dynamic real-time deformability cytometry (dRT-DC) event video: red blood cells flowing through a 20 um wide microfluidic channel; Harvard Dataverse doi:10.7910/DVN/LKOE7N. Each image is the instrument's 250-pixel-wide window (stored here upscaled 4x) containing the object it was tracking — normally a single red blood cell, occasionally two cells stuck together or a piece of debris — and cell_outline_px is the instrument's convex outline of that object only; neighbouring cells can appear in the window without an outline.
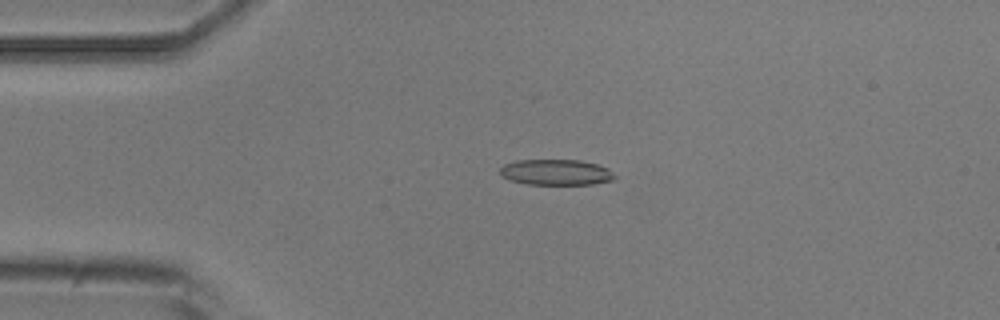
{"species": "common noctule bat (a hibernating species)", "species_latin": "Nyctalus noctula", "temperature_condition": "room temperature", "stored_images_in_passage": 4, "camera_frame_rate_fps": 3000, "um_per_image_px": 0.085, "animal": {"sex": "male", "body_mass_g": 20.5, "forearm_length_mm": 52.5}, "frame": {"image": 1, "passage_image": 3, "time_ms": 3.0, "image_size_px": [1000, 320], "cell_outline_px": [[616, 180], [592, 184], [528, 184], [508, 180], [500, 176], [500, 168], [504, 164], [516, 160], [580, 160], [596, 164], [608, 168], [616, 176]], "centroid_in_image_um": [47.25, 14.64], "position_along_channel_um": 37.7, "area_um2": 17.34}}